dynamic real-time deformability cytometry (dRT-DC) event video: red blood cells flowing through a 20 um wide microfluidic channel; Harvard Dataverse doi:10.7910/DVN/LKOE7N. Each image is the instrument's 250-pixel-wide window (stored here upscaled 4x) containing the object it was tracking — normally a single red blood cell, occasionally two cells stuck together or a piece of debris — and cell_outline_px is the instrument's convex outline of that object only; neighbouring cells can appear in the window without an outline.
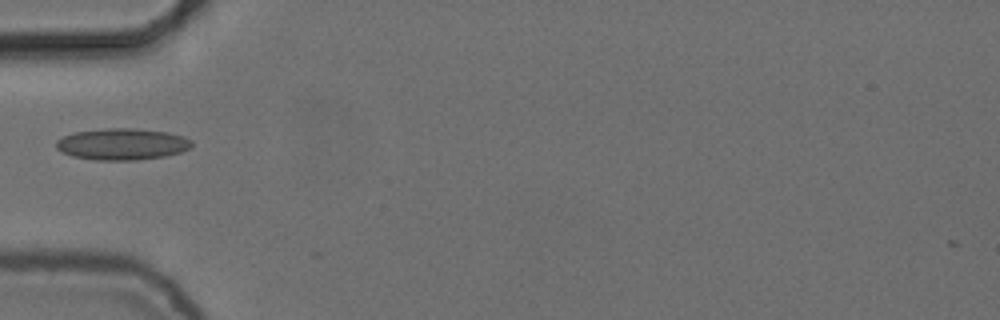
{"species": "common noctule bat (a hibernating species)", "species_latin": "Nyctalus noctula", "temperature_condition": "cold", "stored_images_in_passage": 3, "camera_frame_rate_fps": 3000, "um_per_image_px": 0.085, "animal": {"sex": "female", "body_mass_g": 24.6, "forearm_length_mm": 56.2}, "frame": {"image": 1, "passage_image": 1, "time_ms": 0.0, "image_size_px": [1000, 320], "cell_outline_px": [[192, 148], [180, 152], [164, 156], [136, 160], [96, 160], [72, 156], [56, 148], [56, 140], [64, 136], [76, 132], [108, 128], [136, 128], [168, 132], [184, 136], [192, 140]], "centroid_in_image_um": [10.42, 12.25], "position_along_channel_um": 74.6, "area_um2": 24.91}}